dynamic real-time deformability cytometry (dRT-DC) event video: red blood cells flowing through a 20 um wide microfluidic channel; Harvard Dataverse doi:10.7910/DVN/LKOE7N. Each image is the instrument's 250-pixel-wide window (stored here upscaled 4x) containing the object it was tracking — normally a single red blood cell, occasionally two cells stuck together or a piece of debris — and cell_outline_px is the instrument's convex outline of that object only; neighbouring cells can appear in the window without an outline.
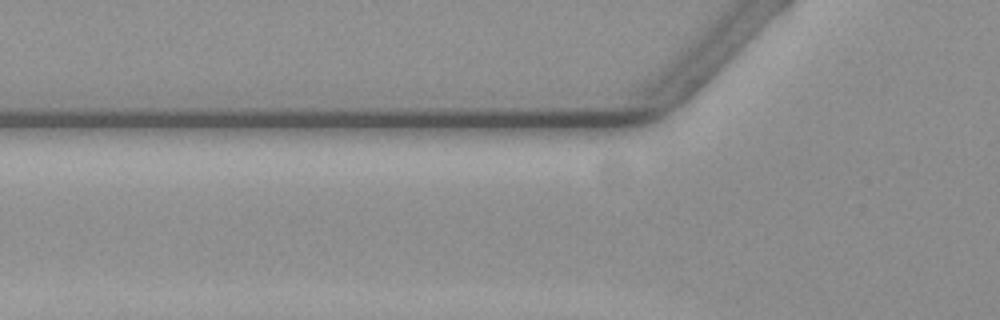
{"species": "common noctule bat (a hibernating species)", "species_latin": "Nyctalus noctula", "temperature_condition": "warm", "stored_images_in_passage": 2, "camera_frame_rate_fps": 3000, "um_per_image_px": 0.085, "animal": {"sex": "female", "body_mass_g": 19.3, "forearm_length_mm": 54.1}, "frame": {"image": 1, "passage_image": 2, "time_ms": 0.333, "image_size_px": [1000, 320], "cell_outline_px": [[612, 268], [604, 272], [548, 272], [540, 256], [540, 252], [588, 248], [608, 252]], "centroid_in_image_um": [49.01, 22.16], "position_along_channel_um": 76.8, "area_um2": 10.58}}